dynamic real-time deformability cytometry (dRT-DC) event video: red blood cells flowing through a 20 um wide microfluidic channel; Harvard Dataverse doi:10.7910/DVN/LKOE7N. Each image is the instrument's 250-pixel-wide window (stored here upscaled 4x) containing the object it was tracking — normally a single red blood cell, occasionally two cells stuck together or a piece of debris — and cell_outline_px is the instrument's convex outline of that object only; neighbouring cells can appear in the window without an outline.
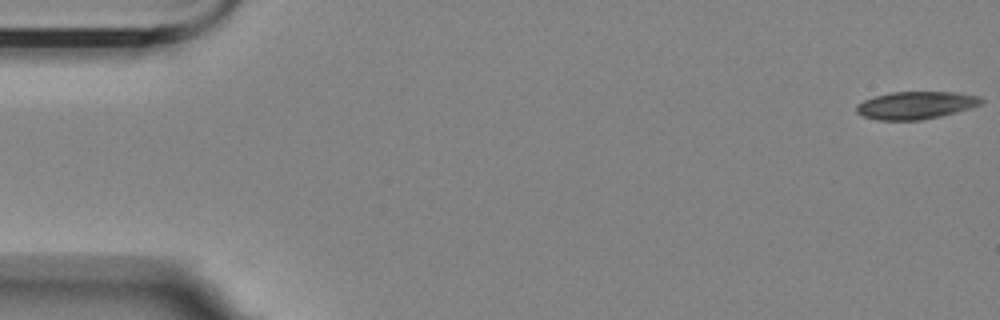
{"species": "Egyptian fruit bat (a non-hibernating species)", "species_latin": "Rousettus aegyptiacus", "temperature_condition": "room temperature", "stored_images_in_passage": 52, "camera_frame_rate_fps": 3000, "um_per_image_px": 0.085, "animal": {"sex": "female"}, "frame": {"image": 1, "passage_image": 1, "time_ms": 0.0, "image_size_px": [1000, 320], "cell_outline_px": [[984, 100], [980, 104], [956, 112], [940, 116], [920, 120], [876, 120], [864, 116], [856, 112], [856, 104], [864, 100], [876, 96], [892, 92], [960, 92], [980, 96]], "centroid_in_image_um": [77.84, 8.94], "position_along_channel_um": 7.2, "area_um2": 20.0}}
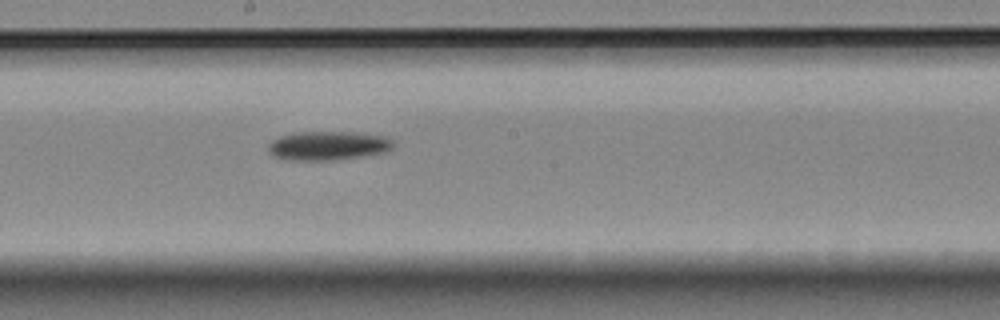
{"frame": {"image": 2, "passage_image": 30, "time_ms": 9.667, "image_size_px": [1000, 320], "cell_outline_px": [[392, 148], [380, 152], [360, 156], [328, 160], [288, 160], [276, 156], [268, 152], [268, 144], [272, 140], [280, 136], [296, 132], [352, 132], [388, 136], [392, 140]], "centroid_in_image_um": [27.84, 12.36], "position_along_channel_um": 220.4, "area_um2": 20.81}}
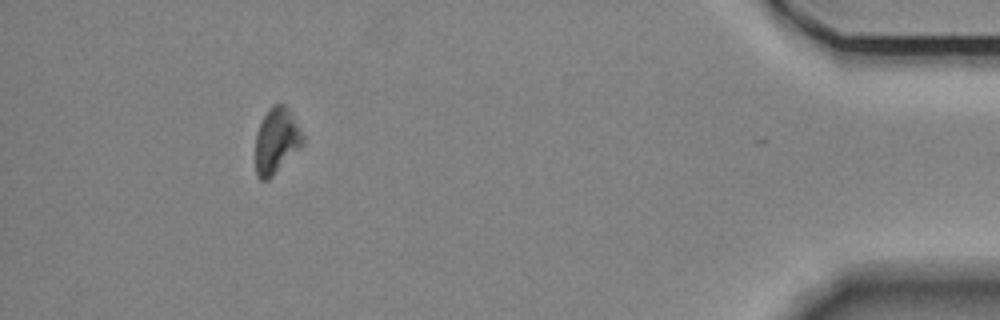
{"frame": {"image": 3, "passage_image": 51, "time_ms": 16.667, "image_size_px": [1000, 320], "cell_outline_px": [[304, 144], [268, 180], [260, 180], [256, 176], [256, 132], [268, 108], [272, 104], [284, 104], [288, 108], [304, 136]], "centroid_in_image_um": [23.49, 11.96], "position_along_channel_um": 411.7, "area_um2": 18.03}, "authors_computed_cell_mechanics": {"area_um2": 20.0855, "velocity_mm_per_s": 3.5801, "shape_relaxation_time_tau1_ms": 3.0924, "shape_relaxation_time_tau2_ms": null, "deformation_change_tau1": 0.0999, "deformation_change_tau2": null}}